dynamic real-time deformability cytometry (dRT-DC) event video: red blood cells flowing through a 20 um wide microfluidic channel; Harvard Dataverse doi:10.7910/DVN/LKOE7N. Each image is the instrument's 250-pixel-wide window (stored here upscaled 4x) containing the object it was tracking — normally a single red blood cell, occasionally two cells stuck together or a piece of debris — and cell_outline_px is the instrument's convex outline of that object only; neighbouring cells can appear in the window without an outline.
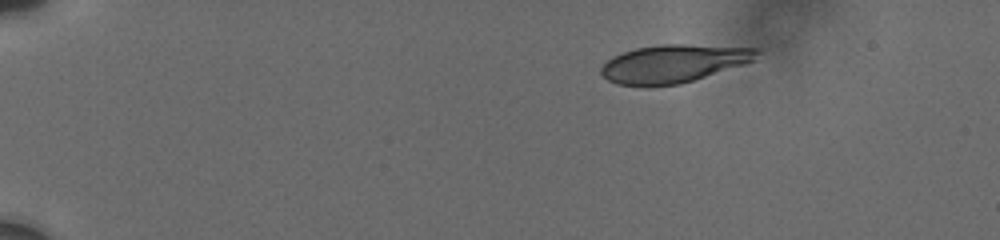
{"species": "human", "species_latin": "Homo sapiens", "temperature_condition": "cold", "stored_images_in_passage": 29, "camera_frame_rate_fps": 3000, "um_per_image_px": 0.085, "donor": {"sex": "male"}, "frame": {"image": 1, "passage_image": 1, "time_ms": 0.0, "image_size_px": [1000, 240], "cell_outline_px": [[760, 52], [756, 60], [744, 64], [680, 84], [648, 88], [616, 84], [608, 80], [600, 72], [600, 68], [608, 60], [624, 52], [636, 48], [664, 44], [680, 44], [760, 48]], "centroid_in_image_um": [57.25, 5.43], "position_along_channel_um": 27.7, "area_um2": 34.62}}
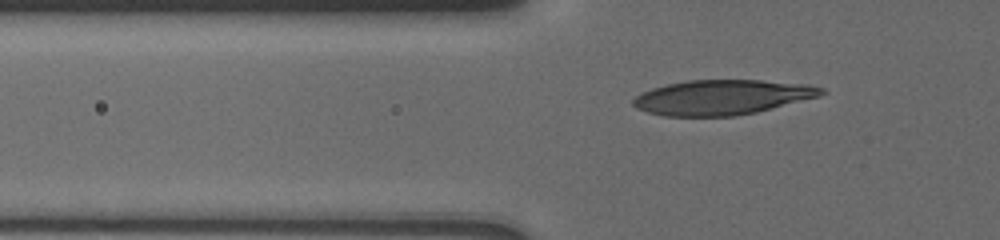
{"frame": {"image": 2, "passage_image": 20, "time_ms": 3.667, "image_size_px": [1000, 240], "cell_outline_px": [[824, 92], [820, 96], [756, 112], [736, 116], [664, 116], [648, 112], [636, 108], [632, 104], [632, 100], [636, 96], [652, 88], [668, 84], [688, 80], [760, 80], [804, 84], [824, 88]], "centroid_in_image_um": [61.36, 8.27], "position_along_channel_um": 64.4, "area_um2": 38.03}}
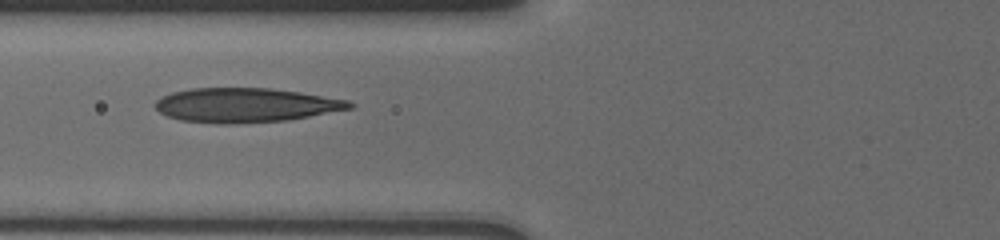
{"frame": {"image": 3, "passage_image": 28, "time_ms": 5.0, "image_size_px": [1000, 240], "cell_outline_px": [[356, 104], [352, 108], [288, 120], [228, 124], [220, 124], [180, 120], [168, 116], [160, 112], [156, 108], [156, 100], [172, 92], [192, 88], [272, 88], [300, 92], [348, 100]], "centroid_in_image_um": [20.89, 8.93], "position_along_channel_um": 104.9, "area_um2": 38.73}}